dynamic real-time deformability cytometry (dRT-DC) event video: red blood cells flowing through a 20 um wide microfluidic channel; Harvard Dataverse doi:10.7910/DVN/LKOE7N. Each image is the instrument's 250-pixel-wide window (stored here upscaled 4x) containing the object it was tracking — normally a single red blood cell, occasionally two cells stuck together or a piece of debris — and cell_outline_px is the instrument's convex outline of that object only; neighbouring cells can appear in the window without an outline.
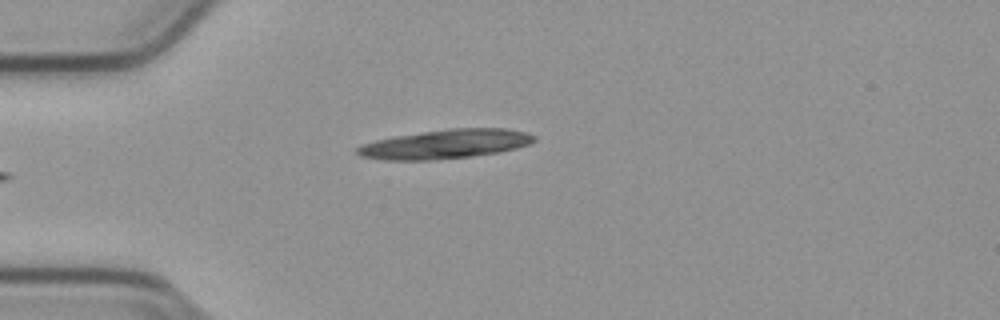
{"species": "common noctule bat (a hibernating species)", "species_latin": "Nyctalus noctula", "temperature_condition": "cold", "stored_images_in_passage": 42, "camera_frame_rate_fps": 3000, "um_per_image_px": 0.085, "animal": {"sex": "male", "body_mass_g": 23.1, "forearm_length_mm": 52.7}, "frame": {"image": 1, "passage_image": 3, "time_ms": 0.667, "image_size_px": [1000, 320], "cell_outline_px": [[536, 140], [528, 144], [516, 148], [500, 152], [472, 156], [432, 160], [384, 160], [360, 156], [356, 152], [356, 148], [364, 144], [376, 140], [396, 136], [452, 128], [504, 128], [524, 132], [536, 136]], "centroid_in_image_um": [37.87, 12.25], "position_along_channel_um": 47.1, "area_um2": 29.77}}
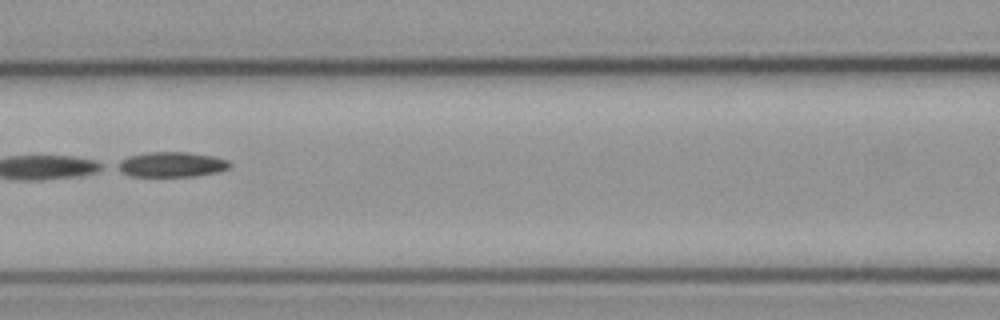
{"frame": {"image": 2, "passage_image": 13, "time_ms": 4.0, "image_size_px": [1000, 320], "cell_outline_px": [[232, 164], [228, 168], [216, 172], [196, 176], [132, 176], [120, 172], [112, 168], [112, 164], [128, 156], [148, 152], [188, 152], [212, 156], [228, 160]], "centroid_in_image_um": [14.48, 13.98], "position_along_channel_um": 152.1, "area_um2": 16.65}}